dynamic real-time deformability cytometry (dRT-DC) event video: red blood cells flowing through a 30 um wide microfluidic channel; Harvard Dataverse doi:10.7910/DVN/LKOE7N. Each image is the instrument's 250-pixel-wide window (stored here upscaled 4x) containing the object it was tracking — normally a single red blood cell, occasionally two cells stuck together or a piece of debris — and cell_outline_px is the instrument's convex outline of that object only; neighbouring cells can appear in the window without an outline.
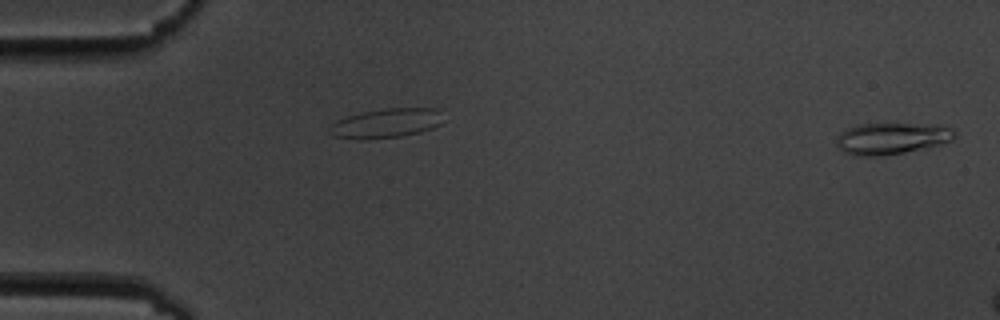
{"species": "common noctule bat (a hibernating species)", "species_latin": "Nyctalus noctula", "temperature_condition": "cold", "stored_images_in_passage": 6, "segment_of_instrument_passage": [2, 2], "camera_frame_rate_fps": 3000, "um_per_image_px": 0.085, "animal": {"sex": "male", "body_mass_g": 19.5, "forearm_length_mm": 54.6}, "frame": {"image": 1, "passage_image": 6, "time_ms": 5.333, "image_size_px": [1000, 320], "cell_outline_px": [[956, 136], [952, 140], [928, 148], [904, 152], [876, 156], [856, 156], [844, 152], [836, 144], [836, 140], [848, 128], [856, 124], [936, 124], [952, 128]], "centroid_in_image_um": [75.83, 11.76], "position_along_channel_um": 9.2, "area_um2": 21.62}}